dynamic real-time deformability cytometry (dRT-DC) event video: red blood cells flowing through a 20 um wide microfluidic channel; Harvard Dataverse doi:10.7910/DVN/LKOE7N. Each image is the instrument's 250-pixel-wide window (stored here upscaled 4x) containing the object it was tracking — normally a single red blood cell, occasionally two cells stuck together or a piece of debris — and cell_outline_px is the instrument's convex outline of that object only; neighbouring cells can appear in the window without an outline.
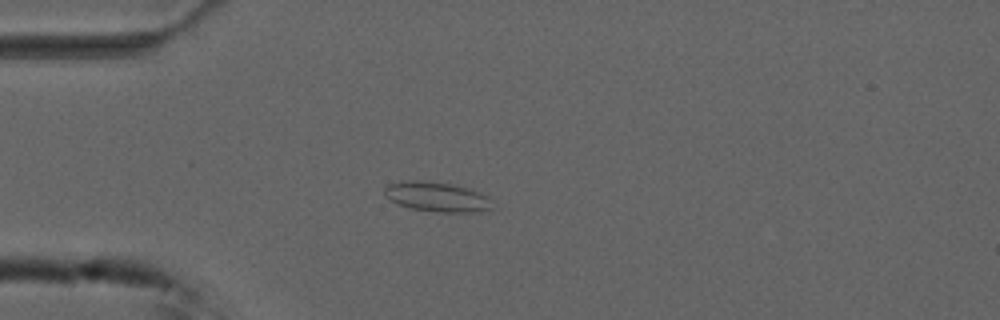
{"species": "common noctule bat (a hibernating species)", "species_latin": "Nyctalus noctula", "temperature_condition": "cold", "stored_images_in_passage": 55, "camera_frame_rate_fps": 3000, "um_per_image_px": 0.085, "animal": {"sex": "male", "forearm_length_mm": 52.5}, "frame": {"image": 1, "passage_image": 15, "time_ms": 4.667, "image_size_px": [1000, 320], "cell_outline_px": [[492, 208], [480, 212], [440, 212], [412, 208], [396, 204], [384, 192], [384, 188], [388, 184], [408, 180], [416, 180], [448, 184], [472, 188], [488, 196]], "centroid_in_image_um": [37.17, 16.73], "position_along_channel_um": 47.8, "area_um2": 18.5}}
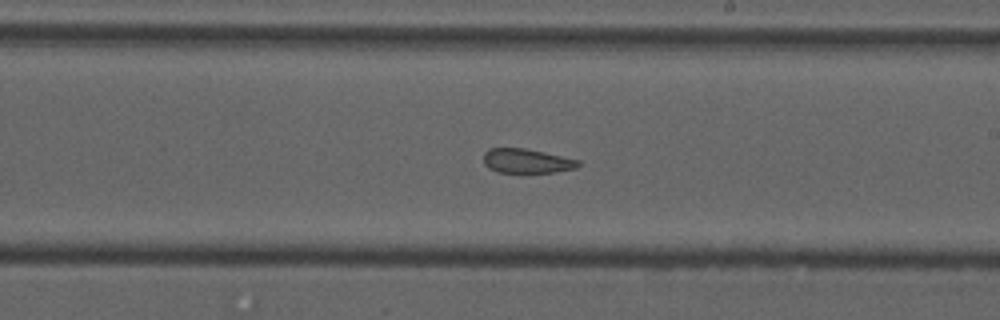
{"frame": {"image": 2, "passage_image": 32, "time_ms": 10.333, "image_size_px": [1000, 320], "cell_outline_px": [[580, 164], [576, 168], [552, 172], [520, 176], [496, 172], [488, 168], [484, 164], [484, 152], [488, 148], [524, 148], [544, 152], [580, 160]], "centroid_in_image_um": [44.73, 13.73], "position_along_channel_um": 244.3, "area_um2": 14.22}}
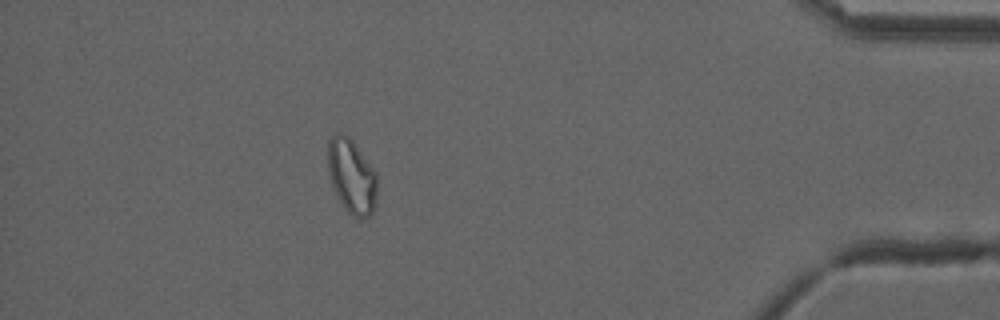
{"frame": {"image": 3, "passage_image": 49, "time_ms": 16.0, "image_size_px": [1000, 320], "cell_outline_px": [[376, 200], [372, 212], [368, 216], [360, 220], [352, 216], [344, 208], [332, 184], [328, 172], [328, 140], [336, 132], [340, 132], [348, 136], [356, 144], [376, 172]], "centroid_in_image_um": [29.89, 14.97], "position_along_channel_um": 405.3, "area_um2": 21.39}, "authors_computed_cell_mechanics": {"area_um2": 17.629, "velocity_mm_per_s": 3.7181, "shape_relaxation_time_tau1_ms": null, "shape_relaxation_time_tau2_ms": 1.5978, "deformation_change_tau1": null, "deformation_change_tau2": 0.0571}}